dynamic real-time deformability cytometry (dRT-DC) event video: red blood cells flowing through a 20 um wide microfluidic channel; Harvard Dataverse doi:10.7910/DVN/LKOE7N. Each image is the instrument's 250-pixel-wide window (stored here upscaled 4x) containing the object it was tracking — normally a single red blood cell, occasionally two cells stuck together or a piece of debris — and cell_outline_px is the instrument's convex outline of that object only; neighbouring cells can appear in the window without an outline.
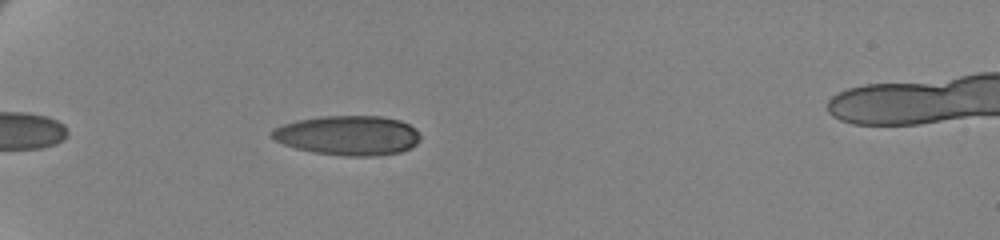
{"species": "human", "species_latin": "Homo sapiens", "temperature_condition": "cold", "stored_images_in_passage": 46, "camera_frame_rate_fps": 3000, "um_per_image_px": 0.085, "donor": {"sex": "female"}, "frame": {"image": 1, "passage_image": 6, "time_ms": 1.667, "image_size_px": [1000, 240], "cell_outline_px": [[420, 140], [416, 144], [400, 152], [372, 156], [348, 156], [316, 152], [296, 148], [284, 144], [268, 136], [276, 128], [284, 124], [296, 120], [320, 116], [380, 116], [400, 120], [408, 124], [420, 136]], "centroid_in_image_um": [29.57, 11.5], "position_along_channel_um": 55.4, "area_um2": 33.93}}
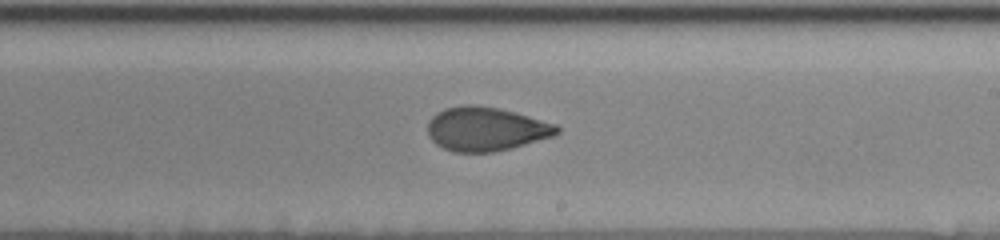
{"frame": {"image": 2, "passage_image": 25, "time_ms": 8.0, "image_size_px": [1000, 240], "cell_outline_px": [[560, 132], [552, 136], [512, 148], [492, 152], [452, 152], [436, 144], [428, 136], [428, 120], [436, 112], [444, 108], [464, 104], [476, 104], [516, 112], [556, 124], [560, 128]], "centroid_in_image_um": [41.28, 10.95], "position_along_channel_um": 247.7, "area_um2": 33.23}}
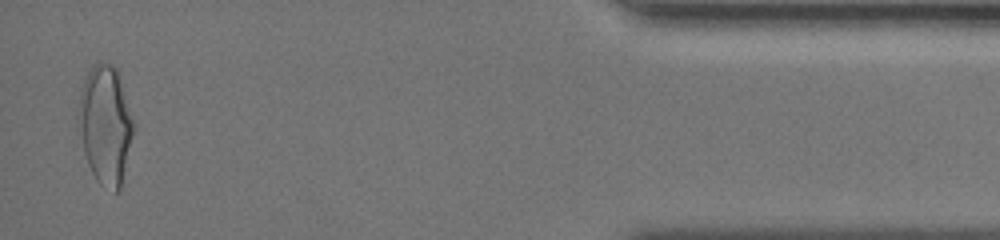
{"frame": {"image": 3, "passage_image": 45, "time_ms": 14.667, "image_size_px": [1000, 240], "cell_outline_px": [[132, 132], [120, 188], [116, 192], [100, 184], [96, 180], [88, 164], [84, 152], [76, 116], [80, 88], [88, 72], [96, 64], [112, 64], [116, 68], [120, 76], [132, 120]], "centroid_in_image_um": [8.9, 10.58], "position_along_channel_um": 426.3, "area_um2": 37.22}, "authors_computed_cell_mechanics": {"area_um2": 33.6685, "velocity_mm_per_s": 3.4833, "shape_relaxation_time_tau1_ms": 5.0688, "shape_relaxation_time_tau2_ms": 1.7548, "deformation_change_tau1": 0.164, "deformation_change_tau2": 0.0688}}